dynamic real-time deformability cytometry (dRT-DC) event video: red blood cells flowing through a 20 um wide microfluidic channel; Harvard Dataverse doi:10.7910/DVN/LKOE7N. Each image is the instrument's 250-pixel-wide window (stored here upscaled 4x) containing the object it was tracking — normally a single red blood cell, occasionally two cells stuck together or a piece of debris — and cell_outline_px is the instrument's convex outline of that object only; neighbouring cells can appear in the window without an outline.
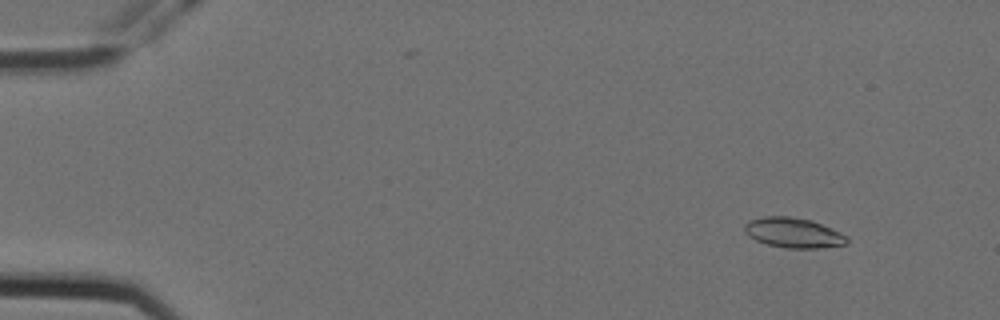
{"species": "Egyptian fruit bat (a non-hibernating species)", "species_latin": "Rousettus aegyptiacus", "temperature_condition": "cold", "stored_images_in_passage": 58, "camera_frame_rate_fps": 3000, "um_per_image_px": 0.085, "animal": {"sex": "female"}, "frame": {"image": 1, "passage_image": 6, "time_ms": 1.667, "image_size_px": [1000, 320], "cell_outline_px": [[848, 244], [816, 248], [784, 248], [768, 244], [756, 240], [748, 236], [744, 232], [744, 224], [748, 220], [764, 216], [788, 216], [812, 220], [832, 228], [848, 236]], "centroid_in_image_um": [67.43, 19.78], "position_along_channel_um": 17.6, "area_um2": 18.09}}
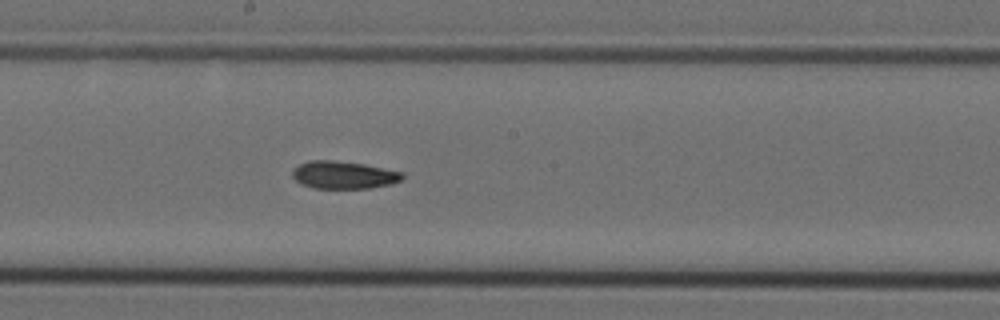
{"frame": {"image": 2, "passage_image": 32, "time_ms": 10.333, "image_size_px": [1000, 320], "cell_outline_px": [[404, 180], [392, 184], [368, 188], [312, 188], [300, 184], [292, 176], [292, 168], [308, 160], [336, 160], [364, 164], [404, 172]], "centroid_in_image_um": [29.22, 14.87], "position_along_channel_um": 219.0, "area_um2": 17.98}}
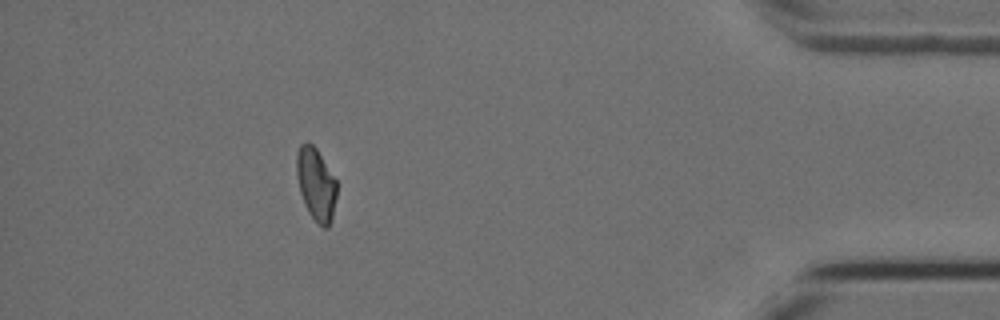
{"frame": {"image": 3, "passage_image": 52, "time_ms": 17.0, "image_size_px": [1000, 320], "cell_outline_px": [[336, 196], [332, 220], [328, 228], [324, 228], [308, 212], [304, 204], [300, 192], [296, 176], [296, 156], [300, 144], [304, 140], [308, 140], [316, 148], [336, 180]], "centroid_in_image_um": [26.84, 15.62], "position_along_channel_um": 408.4, "area_um2": 17.05}, "authors_computed_cell_mechanics": {"area_um2": 17.8602, "velocity_mm_per_s": 3.5723, "shape_relaxation_time_tau1_ms": 6.5531, "shape_relaxation_time_tau2_ms": 6.2325, "deformation_change_tau1": 0.154, "deformation_change_tau2": 0.1252}}